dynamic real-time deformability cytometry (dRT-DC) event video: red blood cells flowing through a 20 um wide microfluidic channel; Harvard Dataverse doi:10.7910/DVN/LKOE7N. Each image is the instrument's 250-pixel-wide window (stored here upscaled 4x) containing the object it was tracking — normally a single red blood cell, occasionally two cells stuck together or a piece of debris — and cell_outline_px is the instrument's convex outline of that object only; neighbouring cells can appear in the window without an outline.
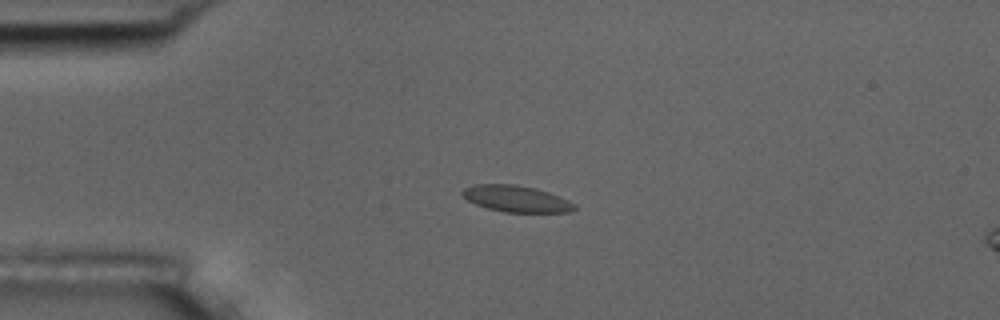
{"species": "common noctule bat (a hibernating species)", "species_latin": "Nyctalus noctula", "temperature_condition": "room temperature", "stored_images_in_passage": 4, "camera_frame_rate_fps": 3000, "um_per_image_px": 0.085, "animal": {"sex": "male", "body_mass_g": 17.5, "forearm_length_mm": 52.3}, "frame": {"image": 1, "passage_image": 3, "time_ms": 2.667, "image_size_px": [1000, 320], "cell_outline_px": [[576, 208], [572, 212], [504, 212], [488, 208], [476, 204], [468, 200], [460, 192], [464, 188], [472, 184], [512, 184], [536, 188], [548, 192], [568, 200], [576, 204]], "centroid_in_image_um": [43.88, 16.89], "position_along_channel_um": 41.1, "area_um2": 17.22}}